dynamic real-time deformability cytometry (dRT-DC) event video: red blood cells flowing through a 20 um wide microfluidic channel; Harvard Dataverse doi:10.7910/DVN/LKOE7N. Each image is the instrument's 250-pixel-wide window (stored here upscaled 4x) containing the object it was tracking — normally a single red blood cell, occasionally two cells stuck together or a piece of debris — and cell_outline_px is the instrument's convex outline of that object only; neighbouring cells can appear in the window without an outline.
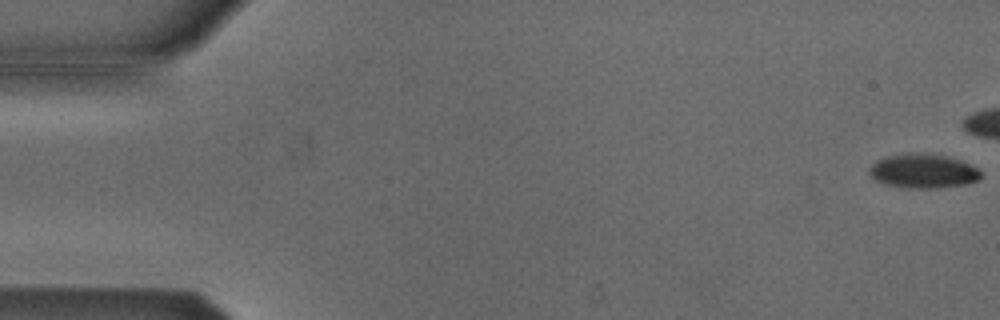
{"species": "Egyptian fruit bat (a non-hibernating species)", "species_latin": "Rousettus aegyptiacus", "temperature_condition": "cold", "stored_images_in_passage": 23, "camera_frame_rate_fps": 3000, "um_per_image_px": 0.085, "animal": {"sex": "male"}, "frame": {"image": 1, "passage_image": 1, "time_ms": 0.0, "image_size_px": [1000, 320], "cell_outline_px": [[980, 176], [976, 180], [964, 184], [936, 188], [908, 188], [884, 184], [876, 180], [868, 172], [868, 168], [876, 160], [884, 156], [904, 152], [920, 152], [944, 156], [960, 160], [976, 168], [980, 172]], "centroid_in_image_um": [78.38, 14.52], "position_along_channel_um": 6.6, "area_um2": 22.25}}